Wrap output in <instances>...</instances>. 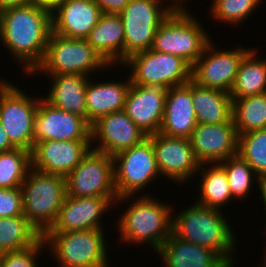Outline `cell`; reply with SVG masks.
<instances>
[{"label":"cell","mask_w":266,"mask_h":267,"mask_svg":"<svg viewBox=\"0 0 266 267\" xmlns=\"http://www.w3.org/2000/svg\"><path fill=\"white\" fill-rule=\"evenodd\" d=\"M219 164L224 168L227 174L233 198L241 199L243 197L244 200L248 193L252 191V185L255 181L258 183L259 191H261L264 183L255 174L247 161L239 154L229 157L227 160H224Z\"/></svg>","instance_id":"obj_33"},{"label":"cell","mask_w":266,"mask_h":267,"mask_svg":"<svg viewBox=\"0 0 266 267\" xmlns=\"http://www.w3.org/2000/svg\"><path fill=\"white\" fill-rule=\"evenodd\" d=\"M191 97L197 123L219 124L232 119L230 93L215 88H204L191 80Z\"/></svg>","instance_id":"obj_27"},{"label":"cell","mask_w":266,"mask_h":267,"mask_svg":"<svg viewBox=\"0 0 266 267\" xmlns=\"http://www.w3.org/2000/svg\"><path fill=\"white\" fill-rule=\"evenodd\" d=\"M86 40L109 65L124 63V24L119 14L102 13Z\"/></svg>","instance_id":"obj_24"},{"label":"cell","mask_w":266,"mask_h":267,"mask_svg":"<svg viewBox=\"0 0 266 267\" xmlns=\"http://www.w3.org/2000/svg\"><path fill=\"white\" fill-rule=\"evenodd\" d=\"M122 66L129 67L134 85H160L169 89L188 83L192 67L181 57L147 50L131 55Z\"/></svg>","instance_id":"obj_11"},{"label":"cell","mask_w":266,"mask_h":267,"mask_svg":"<svg viewBox=\"0 0 266 267\" xmlns=\"http://www.w3.org/2000/svg\"><path fill=\"white\" fill-rule=\"evenodd\" d=\"M211 40L183 5L177 6L159 26L151 50L179 56L192 67Z\"/></svg>","instance_id":"obj_5"},{"label":"cell","mask_w":266,"mask_h":267,"mask_svg":"<svg viewBox=\"0 0 266 267\" xmlns=\"http://www.w3.org/2000/svg\"><path fill=\"white\" fill-rule=\"evenodd\" d=\"M260 193H261V196H262V201H263L264 206H265L264 209H265V211H266V183H264V185H263V187H262Z\"/></svg>","instance_id":"obj_42"},{"label":"cell","mask_w":266,"mask_h":267,"mask_svg":"<svg viewBox=\"0 0 266 267\" xmlns=\"http://www.w3.org/2000/svg\"><path fill=\"white\" fill-rule=\"evenodd\" d=\"M102 11L107 14H120L130 0H92Z\"/></svg>","instance_id":"obj_38"},{"label":"cell","mask_w":266,"mask_h":267,"mask_svg":"<svg viewBox=\"0 0 266 267\" xmlns=\"http://www.w3.org/2000/svg\"><path fill=\"white\" fill-rule=\"evenodd\" d=\"M263 263L261 265H263L262 267H266V257L264 258V260L262 261Z\"/></svg>","instance_id":"obj_44"},{"label":"cell","mask_w":266,"mask_h":267,"mask_svg":"<svg viewBox=\"0 0 266 267\" xmlns=\"http://www.w3.org/2000/svg\"><path fill=\"white\" fill-rule=\"evenodd\" d=\"M159 201L147 193L129 204L116 221L122 243L150 244L154 252L161 248L172 233L173 207Z\"/></svg>","instance_id":"obj_3"},{"label":"cell","mask_w":266,"mask_h":267,"mask_svg":"<svg viewBox=\"0 0 266 267\" xmlns=\"http://www.w3.org/2000/svg\"><path fill=\"white\" fill-rule=\"evenodd\" d=\"M156 253L166 267H231L211 248L184 241L173 233Z\"/></svg>","instance_id":"obj_23"},{"label":"cell","mask_w":266,"mask_h":267,"mask_svg":"<svg viewBox=\"0 0 266 267\" xmlns=\"http://www.w3.org/2000/svg\"><path fill=\"white\" fill-rule=\"evenodd\" d=\"M19 215H23L21 187L0 188V217Z\"/></svg>","instance_id":"obj_37"},{"label":"cell","mask_w":266,"mask_h":267,"mask_svg":"<svg viewBox=\"0 0 266 267\" xmlns=\"http://www.w3.org/2000/svg\"><path fill=\"white\" fill-rule=\"evenodd\" d=\"M238 154L266 183V128L238 136Z\"/></svg>","instance_id":"obj_34"},{"label":"cell","mask_w":266,"mask_h":267,"mask_svg":"<svg viewBox=\"0 0 266 267\" xmlns=\"http://www.w3.org/2000/svg\"><path fill=\"white\" fill-rule=\"evenodd\" d=\"M207 165L209 169L206 168ZM200 171L202 180H200L199 191L201 193L196 202L205 207L221 210L234 199L224 168L219 163H204L201 164L198 174Z\"/></svg>","instance_id":"obj_29"},{"label":"cell","mask_w":266,"mask_h":267,"mask_svg":"<svg viewBox=\"0 0 266 267\" xmlns=\"http://www.w3.org/2000/svg\"><path fill=\"white\" fill-rule=\"evenodd\" d=\"M211 40L192 66L191 80L204 88H215L230 93L242 58L251 50H216Z\"/></svg>","instance_id":"obj_13"},{"label":"cell","mask_w":266,"mask_h":267,"mask_svg":"<svg viewBox=\"0 0 266 267\" xmlns=\"http://www.w3.org/2000/svg\"><path fill=\"white\" fill-rule=\"evenodd\" d=\"M22 91L0 80V123L16 148L32 152L35 114L41 98H32Z\"/></svg>","instance_id":"obj_10"},{"label":"cell","mask_w":266,"mask_h":267,"mask_svg":"<svg viewBox=\"0 0 266 267\" xmlns=\"http://www.w3.org/2000/svg\"><path fill=\"white\" fill-rule=\"evenodd\" d=\"M110 65L96 52L86 39L67 38L56 33L49 36L41 64L32 73L47 75L82 74L92 76L94 70H104Z\"/></svg>","instance_id":"obj_7"},{"label":"cell","mask_w":266,"mask_h":267,"mask_svg":"<svg viewBox=\"0 0 266 267\" xmlns=\"http://www.w3.org/2000/svg\"><path fill=\"white\" fill-rule=\"evenodd\" d=\"M21 191L23 215L43 236L56 221L67 196L66 177L31 168Z\"/></svg>","instance_id":"obj_4"},{"label":"cell","mask_w":266,"mask_h":267,"mask_svg":"<svg viewBox=\"0 0 266 267\" xmlns=\"http://www.w3.org/2000/svg\"><path fill=\"white\" fill-rule=\"evenodd\" d=\"M16 147L11 143L7 133L4 131L0 123V152H7L15 149Z\"/></svg>","instance_id":"obj_40"},{"label":"cell","mask_w":266,"mask_h":267,"mask_svg":"<svg viewBox=\"0 0 266 267\" xmlns=\"http://www.w3.org/2000/svg\"><path fill=\"white\" fill-rule=\"evenodd\" d=\"M86 87L87 122L92 125L98 119L108 114L124 110L127 92L131 78L126 81L90 82ZM125 82V83H124Z\"/></svg>","instance_id":"obj_26"},{"label":"cell","mask_w":266,"mask_h":267,"mask_svg":"<svg viewBox=\"0 0 266 267\" xmlns=\"http://www.w3.org/2000/svg\"><path fill=\"white\" fill-rule=\"evenodd\" d=\"M48 140H91V125L82 117L52 106L41 97L34 121V146Z\"/></svg>","instance_id":"obj_15"},{"label":"cell","mask_w":266,"mask_h":267,"mask_svg":"<svg viewBox=\"0 0 266 267\" xmlns=\"http://www.w3.org/2000/svg\"><path fill=\"white\" fill-rule=\"evenodd\" d=\"M51 32V13L43 8L27 5L0 10V42L29 76L42 62Z\"/></svg>","instance_id":"obj_1"},{"label":"cell","mask_w":266,"mask_h":267,"mask_svg":"<svg viewBox=\"0 0 266 267\" xmlns=\"http://www.w3.org/2000/svg\"><path fill=\"white\" fill-rule=\"evenodd\" d=\"M31 168L30 151L15 148L7 152H0V188L21 187Z\"/></svg>","instance_id":"obj_32"},{"label":"cell","mask_w":266,"mask_h":267,"mask_svg":"<svg viewBox=\"0 0 266 267\" xmlns=\"http://www.w3.org/2000/svg\"><path fill=\"white\" fill-rule=\"evenodd\" d=\"M48 76L52 84L44 99L52 106L78 115L87 121L86 87L90 77L82 74Z\"/></svg>","instance_id":"obj_25"},{"label":"cell","mask_w":266,"mask_h":267,"mask_svg":"<svg viewBox=\"0 0 266 267\" xmlns=\"http://www.w3.org/2000/svg\"><path fill=\"white\" fill-rule=\"evenodd\" d=\"M41 237L24 215L0 217V254L27 248Z\"/></svg>","instance_id":"obj_31"},{"label":"cell","mask_w":266,"mask_h":267,"mask_svg":"<svg viewBox=\"0 0 266 267\" xmlns=\"http://www.w3.org/2000/svg\"><path fill=\"white\" fill-rule=\"evenodd\" d=\"M101 14V9L92 0H62L51 13L52 33L86 39Z\"/></svg>","instance_id":"obj_21"},{"label":"cell","mask_w":266,"mask_h":267,"mask_svg":"<svg viewBox=\"0 0 266 267\" xmlns=\"http://www.w3.org/2000/svg\"><path fill=\"white\" fill-rule=\"evenodd\" d=\"M256 49H251L240 62L230 91L232 100L266 93V59H260Z\"/></svg>","instance_id":"obj_28"},{"label":"cell","mask_w":266,"mask_h":267,"mask_svg":"<svg viewBox=\"0 0 266 267\" xmlns=\"http://www.w3.org/2000/svg\"><path fill=\"white\" fill-rule=\"evenodd\" d=\"M237 135L266 128V93L232 100Z\"/></svg>","instance_id":"obj_30"},{"label":"cell","mask_w":266,"mask_h":267,"mask_svg":"<svg viewBox=\"0 0 266 267\" xmlns=\"http://www.w3.org/2000/svg\"><path fill=\"white\" fill-rule=\"evenodd\" d=\"M147 137L124 110L103 116L91 125V141H99L92 149L112 157L142 143Z\"/></svg>","instance_id":"obj_17"},{"label":"cell","mask_w":266,"mask_h":267,"mask_svg":"<svg viewBox=\"0 0 266 267\" xmlns=\"http://www.w3.org/2000/svg\"><path fill=\"white\" fill-rule=\"evenodd\" d=\"M66 189L70 197H106L114 204L118 196L113 157L91 149L66 176Z\"/></svg>","instance_id":"obj_12"},{"label":"cell","mask_w":266,"mask_h":267,"mask_svg":"<svg viewBox=\"0 0 266 267\" xmlns=\"http://www.w3.org/2000/svg\"><path fill=\"white\" fill-rule=\"evenodd\" d=\"M32 5V0H0V10L9 7Z\"/></svg>","instance_id":"obj_41"},{"label":"cell","mask_w":266,"mask_h":267,"mask_svg":"<svg viewBox=\"0 0 266 267\" xmlns=\"http://www.w3.org/2000/svg\"><path fill=\"white\" fill-rule=\"evenodd\" d=\"M189 140L201 164L220 163L238 154V135L232 119L219 124L198 123Z\"/></svg>","instance_id":"obj_18"},{"label":"cell","mask_w":266,"mask_h":267,"mask_svg":"<svg viewBox=\"0 0 266 267\" xmlns=\"http://www.w3.org/2000/svg\"><path fill=\"white\" fill-rule=\"evenodd\" d=\"M163 1L130 0L119 14L124 24V62L133 54L151 49L157 29L178 6Z\"/></svg>","instance_id":"obj_8"},{"label":"cell","mask_w":266,"mask_h":267,"mask_svg":"<svg viewBox=\"0 0 266 267\" xmlns=\"http://www.w3.org/2000/svg\"><path fill=\"white\" fill-rule=\"evenodd\" d=\"M103 230L46 232L43 239L60 267H109Z\"/></svg>","instance_id":"obj_6"},{"label":"cell","mask_w":266,"mask_h":267,"mask_svg":"<svg viewBox=\"0 0 266 267\" xmlns=\"http://www.w3.org/2000/svg\"><path fill=\"white\" fill-rule=\"evenodd\" d=\"M114 181L117 202L129 203V199L136 197L149 186L150 182L158 179L159 170L156 164L155 151L152 142L146 138L142 143L121 151L113 156ZM128 199V200H127Z\"/></svg>","instance_id":"obj_9"},{"label":"cell","mask_w":266,"mask_h":267,"mask_svg":"<svg viewBox=\"0 0 266 267\" xmlns=\"http://www.w3.org/2000/svg\"><path fill=\"white\" fill-rule=\"evenodd\" d=\"M62 0H32V5L43 8L52 13L61 3Z\"/></svg>","instance_id":"obj_39"},{"label":"cell","mask_w":266,"mask_h":267,"mask_svg":"<svg viewBox=\"0 0 266 267\" xmlns=\"http://www.w3.org/2000/svg\"><path fill=\"white\" fill-rule=\"evenodd\" d=\"M222 210L209 208L194 202L186 209L172 216V233L180 239L218 253L231 267V256L236 249L235 234Z\"/></svg>","instance_id":"obj_2"},{"label":"cell","mask_w":266,"mask_h":267,"mask_svg":"<svg viewBox=\"0 0 266 267\" xmlns=\"http://www.w3.org/2000/svg\"><path fill=\"white\" fill-rule=\"evenodd\" d=\"M261 2L262 0H213L210 13L220 23L235 26L248 19Z\"/></svg>","instance_id":"obj_35"},{"label":"cell","mask_w":266,"mask_h":267,"mask_svg":"<svg viewBox=\"0 0 266 267\" xmlns=\"http://www.w3.org/2000/svg\"><path fill=\"white\" fill-rule=\"evenodd\" d=\"M147 138L152 142L161 175L181 184L198 173L201 163L197 160L188 138L170 137L160 133Z\"/></svg>","instance_id":"obj_14"},{"label":"cell","mask_w":266,"mask_h":267,"mask_svg":"<svg viewBox=\"0 0 266 267\" xmlns=\"http://www.w3.org/2000/svg\"><path fill=\"white\" fill-rule=\"evenodd\" d=\"M91 149V140L40 141L31 152L32 168L66 177Z\"/></svg>","instance_id":"obj_16"},{"label":"cell","mask_w":266,"mask_h":267,"mask_svg":"<svg viewBox=\"0 0 266 267\" xmlns=\"http://www.w3.org/2000/svg\"><path fill=\"white\" fill-rule=\"evenodd\" d=\"M44 246L46 247V243L42 236L34 245L27 248L1 253V267H38L40 265L36 258L41 256Z\"/></svg>","instance_id":"obj_36"},{"label":"cell","mask_w":266,"mask_h":267,"mask_svg":"<svg viewBox=\"0 0 266 267\" xmlns=\"http://www.w3.org/2000/svg\"><path fill=\"white\" fill-rule=\"evenodd\" d=\"M112 206L115 205L106 197L66 196L56 221L47 232L103 229L102 215Z\"/></svg>","instance_id":"obj_20"},{"label":"cell","mask_w":266,"mask_h":267,"mask_svg":"<svg viewBox=\"0 0 266 267\" xmlns=\"http://www.w3.org/2000/svg\"><path fill=\"white\" fill-rule=\"evenodd\" d=\"M172 1L178 6H183L184 2L187 1V0H172Z\"/></svg>","instance_id":"obj_43"},{"label":"cell","mask_w":266,"mask_h":267,"mask_svg":"<svg viewBox=\"0 0 266 267\" xmlns=\"http://www.w3.org/2000/svg\"><path fill=\"white\" fill-rule=\"evenodd\" d=\"M197 124L191 97V80L186 84L169 88L159 133L189 139Z\"/></svg>","instance_id":"obj_22"},{"label":"cell","mask_w":266,"mask_h":267,"mask_svg":"<svg viewBox=\"0 0 266 267\" xmlns=\"http://www.w3.org/2000/svg\"><path fill=\"white\" fill-rule=\"evenodd\" d=\"M167 90L154 84L130 85L124 111L147 136L157 134L160 131Z\"/></svg>","instance_id":"obj_19"}]
</instances>
